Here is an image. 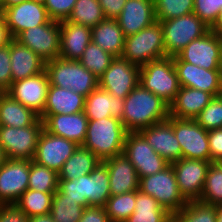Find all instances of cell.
<instances>
[{
	"mask_svg": "<svg viewBox=\"0 0 222 222\" xmlns=\"http://www.w3.org/2000/svg\"><path fill=\"white\" fill-rule=\"evenodd\" d=\"M210 161L181 158L171 163L178 188L187 201L199 200Z\"/></svg>",
	"mask_w": 222,
	"mask_h": 222,
	"instance_id": "2e32d148",
	"label": "cell"
},
{
	"mask_svg": "<svg viewBox=\"0 0 222 222\" xmlns=\"http://www.w3.org/2000/svg\"><path fill=\"white\" fill-rule=\"evenodd\" d=\"M171 215L177 222H216V206L193 200Z\"/></svg>",
	"mask_w": 222,
	"mask_h": 222,
	"instance_id": "ab89813d",
	"label": "cell"
},
{
	"mask_svg": "<svg viewBox=\"0 0 222 222\" xmlns=\"http://www.w3.org/2000/svg\"><path fill=\"white\" fill-rule=\"evenodd\" d=\"M12 84L10 43L0 47V90L6 92Z\"/></svg>",
	"mask_w": 222,
	"mask_h": 222,
	"instance_id": "bcb514c9",
	"label": "cell"
},
{
	"mask_svg": "<svg viewBox=\"0 0 222 222\" xmlns=\"http://www.w3.org/2000/svg\"><path fill=\"white\" fill-rule=\"evenodd\" d=\"M211 30H213L215 33L222 36V7L220 9L218 19H217L215 25L211 28Z\"/></svg>",
	"mask_w": 222,
	"mask_h": 222,
	"instance_id": "db71d44e",
	"label": "cell"
},
{
	"mask_svg": "<svg viewBox=\"0 0 222 222\" xmlns=\"http://www.w3.org/2000/svg\"><path fill=\"white\" fill-rule=\"evenodd\" d=\"M84 208L58 189L53 194L50 214L55 222H78Z\"/></svg>",
	"mask_w": 222,
	"mask_h": 222,
	"instance_id": "836d02e7",
	"label": "cell"
},
{
	"mask_svg": "<svg viewBox=\"0 0 222 222\" xmlns=\"http://www.w3.org/2000/svg\"><path fill=\"white\" fill-rule=\"evenodd\" d=\"M136 191L111 195L105 209L110 222H125L135 211Z\"/></svg>",
	"mask_w": 222,
	"mask_h": 222,
	"instance_id": "f35d334b",
	"label": "cell"
},
{
	"mask_svg": "<svg viewBox=\"0 0 222 222\" xmlns=\"http://www.w3.org/2000/svg\"><path fill=\"white\" fill-rule=\"evenodd\" d=\"M58 189L83 207L105 206L111 196L108 168L101 161L90 174L59 180Z\"/></svg>",
	"mask_w": 222,
	"mask_h": 222,
	"instance_id": "7a4b0ae2",
	"label": "cell"
},
{
	"mask_svg": "<svg viewBox=\"0 0 222 222\" xmlns=\"http://www.w3.org/2000/svg\"><path fill=\"white\" fill-rule=\"evenodd\" d=\"M78 222H110L105 206L85 207Z\"/></svg>",
	"mask_w": 222,
	"mask_h": 222,
	"instance_id": "681fc988",
	"label": "cell"
},
{
	"mask_svg": "<svg viewBox=\"0 0 222 222\" xmlns=\"http://www.w3.org/2000/svg\"><path fill=\"white\" fill-rule=\"evenodd\" d=\"M127 131L116 117L88 120L82 147L91 150L101 161L123 153Z\"/></svg>",
	"mask_w": 222,
	"mask_h": 222,
	"instance_id": "3957f363",
	"label": "cell"
},
{
	"mask_svg": "<svg viewBox=\"0 0 222 222\" xmlns=\"http://www.w3.org/2000/svg\"><path fill=\"white\" fill-rule=\"evenodd\" d=\"M24 0H3V4L0 6V12L2 13L6 8L17 5Z\"/></svg>",
	"mask_w": 222,
	"mask_h": 222,
	"instance_id": "11a10c76",
	"label": "cell"
},
{
	"mask_svg": "<svg viewBox=\"0 0 222 222\" xmlns=\"http://www.w3.org/2000/svg\"><path fill=\"white\" fill-rule=\"evenodd\" d=\"M0 222H28V216L15 204H0Z\"/></svg>",
	"mask_w": 222,
	"mask_h": 222,
	"instance_id": "7dc6e473",
	"label": "cell"
},
{
	"mask_svg": "<svg viewBox=\"0 0 222 222\" xmlns=\"http://www.w3.org/2000/svg\"><path fill=\"white\" fill-rule=\"evenodd\" d=\"M124 99L112 96L99 86L85 98L84 114L88 120L116 117L122 119Z\"/></svg>",
	"mask_w": 222,
	"mask_h": 222,
	"instance_id": "83f0119b",
	"label": "cell"
},
{
	"mask_svg": "<svg viewBox=\"0 0 222 222\" xmlns=\"http://www.w3.org/2000/svg\"><path fill=\"white\" fill-rule=\"evenodd\" d=\"M2 14L12 38H16L24 30L51 21L45 6L33 0H24L17 5L6 8Z\"/></svg>",
	"mask_w": 222,
	"mask_h": 222,
	"instance_id": "ac0fdd59",
	"label": "cell"
},
{
	"mask_svg": "<svg viewBox=\"0 0 222 222\" xmlns=\"http://www.w3.org/2000/svg\"><path fill=\"white\" fill-rule=\"evenodd\" d=\"M60 25V55L67 60H79L92 41L91 27L75 24L67 20Z\"/></svg>",
	"mask_w": 222,
	"mask_h": 222,
	"instance_id": "d4e9b609",
	"label": "cell"
},
{
	"mask_svg": "<svg viewBox=\"0 0 222 222\" xmlns=\"http://www.w3.org/2000/svg\"><path fill=\"white\" fill-rule=\"evenodd\" d=\"M166 56L163 29L156 21L138 33L125 37L122 58L139 67Z\"/></svg>",
	"mask_w": 222,
	"mask_h": 222,
	"instance_id": "5b68a950",
	"label": "cell"
},
{
	"mask_svg": "<svg viewBox=\"0 0 222 222\" xmlns=\"http://www.w3.org/2000/svg\"><path fill=\"white\" fill-rule=\"evenodd\" d=\"M28 222H55L50 213L28 217Z\"/></svg>",
	"mask_w": 222,
	"mask_h": 222,
	"instance_id": "f5cc1de1",
	"label": "cell"
},
{
	"mask_svg": "<svg viewBox=\"0 0 222 222\" xmlns=\"http://www.w3.org/2000/svg\"><path fill=\"white\" fill-rule=\"evenodd\" d=\"M216 222H222V205L216 206Z\"/></svg>",
	"mask_w": 222,
	"mask_h": 222,
	"instance_id": "9f6ffc18",
	"label": "cell"
},
{
	"mask_svg": "<svg viewBox=\"0 0 222 222\" xmlns=\"http://www.w3.org/2000/svg\"><path fill=\"white\" fill-rule=\"evenodd\" d=\"M78 147L76 142L51 134L44 128L33 161L58 173Z\"/></svg>",
	"mask_w": 222,
	"mask_h": 222,
	"instance_id": "9a60e30c",
	"label": "cell"
},
{
	"mask_svg": "<svg viewBox=\"0 0 222 222\" xmlns=\"http://www.w3.org/2000/svg\"><path fill=\"white\" fill-rule=\"evenodd\" d=\"M43 129L44 123L41 119L23 128L0 125V146L7 159L33 160Z\"/></svg>",
	"mask_w": 222,
	"mask_h": 222,
	"instance_id": "9c48e42d",
	"label": "cell"
},
{
	"mask_svg": "<svg viewBox=\"0 0 222 222\" xmlns=\"http://www.w3.org/2000/svg\"><path fill=\"white\" fill-rule=\"evenodd\" d=\"M7 157L4 152V149L0 146V167L6 162Z\"/></svg>",
	"mask_w": 222,
	"mask_h": 222,
	"instance_id": "6f0895ef",
	"label": "cell"
},
{
	"mask_svg": "<svg viewBox=\"0 0 222 222\" xmlns=\"http://www.w3.org/2000/svg\"><path fill=\"white\" fill-rule=\"evenodd\" d=\"M199 201L215 206L222 205V163H210Z\"/></svg>",
	"mask_w": 222,
	"mask_h": 222,
	"instance_id": "d590c367",
	"label": "cell"
},
{
	"mask_svg": "<svg viewBox=\"0 0 222 222\" xmlns=\"http://www.w3.org/2000/svg\"><path fill=\"white\" fill-rule=\"evenodd\" d=\"M170 216L156 199L136 190L135 211L125 222H165Z\"/></svg>",
	"mask_w": 222,
	"mask_h": 222,
	"instance_id": "d6a6232c",
	"label": "cell"
},
{
	"mask_svg": "<svg viewBox=\"0 0 222 222\" xmlns=\"http://www.w3.org/2000/svg\"><path fill=\"white\" fill-rule=\"evenodd\" d=\"M48 87L49 78L44 70L35 76L12 82L6 93L40 116L45 109Z\"/></svg>",
	"mask_w": 222,
	"mask_h": 222,
	"instance_id": "ffe728a7",
	"label": "cell"
},
{
	"mask_svg": "<svg viewBox=\"0 0 222 222\" xmlns=\"http://www.w3.org/2000/svg\"><path fill=\"white\" fill-rule=\"evenodd\" d=\"M92 42L115 57H121L125 36L116 19L105 18L91 28Z\"/></svg>",
	"mask_w": 222,
	"mask_h": 222,
	"instance_id": "f546056e",
	"label": "cell"
},
{
	"mask_svg": "<svg viewBox=\"0 0 222 222\" xmlns=\"http://www.w3.org/2000/svg\"><path fill=\"white\" fill-rule=\"evenodd\" d=\"M127 0H98L105 18L117 19Z\"/></svg>",
	"mask_w": 222,
	"mask_h": 222,
	"instance_id": "f907efd6",
	"label": "cell"
},
{
	"mask_svg": "<svg viewBox=\"0 0 222 222\" xmlns=\"http://www.w3.org/2000/svg\"><path fill=\"white\" fill-rule=\"evenodd\" d=\"M194 0H154L156 21H166L172 18L193 13Z\"/></svg>",
	"mask_w": 222,
	"mask_h": 222,
	"instance_id": "b9f144b4",
	"label": "cell"
},
{
	"mask_svg": "<svg viewBox=\"0 0 222 222\" xmlns=\"http://www.w3.org/2000/svg\"><path fill=\"white\" fill-rule=\"evenodd\" d=\"M222 36L209 30L192 40L177 56L183 61L206 70L220 69Z\"/></svg>",
	"mask_w": 222,
	"mask_h": 222,
	"instance_id": "5bb4252c",
	"label": "cell"
},
{
	"mask_svg": "<svg viewBox=\"0 0 222 222\" xmlns=\"http://www.w3.org/2000/svg\"><path fill=\"white\" fill-rule=\"evenodd\" d=\"M180 87H189L219 96L222 90L220 69L206 70L197 65L183 62L178 56L173 57Z\"/></svg>",
	"mask_w": 222,
	"mask_h": 222,
	"instance_id": "d6986e66",
	"label": "cell"
},
{
	"mask_svg": "<svg viewBox=\"0 0 222 222\" xmlns=\"http://www.w3.org/2000/svg\"><path fill=\"white\" fill-rule=\"evenodd\" d=\"M39 119L38 114L6 92L0 94V125L23 128L35 124Z\"/></svg>",
	"mask_w": 222,
	"mask_h": 222,
	"instance_id": "4dcf8cb0",
	"label": "cell"
},
{
	"mask_svg": "<svg viewBox=\"0 0 222 222\" xmlns=\"http://www.w3.org/2000/svg\"><path fill=\"white\" fill-rule=\"evenodd\" d=\"M30 160L7 159L0 167V204L16 203L28 189Z\"/></svg>",
	"mask_w": 222,
	"mask_h": 222,
	"instance_id": "e0dca14e",
	"label": "cell"
},
{
	"mask_svg": "<svg viewBox=\"0 0 222 222\" xmlns=\"http://www.w3.org/2000/svg\"><path fill=\"white\" fill-rule=\"evenodd\" d=\"M33 1L44 5L46 0H33Z\"/></svg>",
	"mask_w": 222,
	"mask_h": 222,
	"instance_id": "94428289",
	"label": "cell"
},
{
	"mask_svg": "<svg viewBox=\"0 0 222 222\" xmlns=\"http://www.w3.org/2000/svg\"><path fill=\"white\" fill-rule=\"evenodd\" d=\"M167 120L173 126V131L182 150V158L210 161L207 130L195 120L177 119L171 116Z\"/></svg>",
	"mask_w": 222,
	"mask_h": 222,
	"instance_id": "30bf717a",
	"label": "cell"
},
{
	"mask_svg": "<svg viewBox=\"0 0 222 222\" xmlns=\"http://www.w3.org/2000/svg\"><path fill=\"white\" fill-rule=\"evenodd\" d=\"M149 145L168 163L182 158V150L168 120L153 124L139 131Z\"/></svg>",
	"mask_w": 222,
	"mask_h": 222,
	"instance_id": "44dd1931",
	"label": "cell"
},
{
	"mask_svg": "<svg viewBox=\"0 0 222 222\" xmlns=\"http://www.w3.org/2000/svg\"><path fill=\"white\" fill-rule=\"evenodd\" d=\"M194 120L207 131L222 128V96H214Z\"/></svg>",
	"mask_w": 222,
	"mask_h": 222,
	"instance_id": "7bdbcfd3",
	"label": "cell"
},
{
	"mask_svg": "<svg viewBox=\"0 0 222 222\" xmlns=\"http://www.w3.org/2000/svg\"><path fill=\"white\" fill-rule=\"evenodd\" d=\"M12 82L35 76L45 70V61L15 38L10 40Z\"/></svg>",
	"mask_w": 222,
	"mask_h": 222,
	"instance_id": "484cf974",
	"label": "cell"
},
{
	"mask_svg": "<svg viewBox=\"0 0 222 222\" xmlns=\"http://www.w3.org/2000/svg\"><path fill=\"white\" fill-rule=\"evenodd\" d=\"M140 67L122 57H115L98 79L99 87L112 96L125 99L139 84Z\"/></svg>",
	"mask_w": 222,
	"mask_h": 222,
	"instance_id": "7c38bea8",
	"label": "cell"
},
{
	"mask_svg": "<svg viewBox=\"0 0 222 222\" xmlns=\"http://www.w3.org/2000/svg\"><path fill=\"white\" fill-rule=\"evenodd\" d=\"M212 98L208 92L180 87L175 100L169 105V116L194 120Z\"/></svg>",
	"mask_w": 222,
	"mask_h": 222,
	"instance_id": "4316f807",
	"label": "cell"
},
{
	"mask_svg": "<svg viewBox=\"0 0 222 222\" xmlns=\"http://www.w3.org/2000/svg\"><path fill=\"white\" fill-rule=\"evenodd\" d=\"M168 117L169 104L140 84L124 99L121 121L127 132H139Z\"/></svg>",
	"mask_w": 222,
	"mask_h": 222,
	"instance_id": "6da1fadb",
	"label": "cell"
},
{
	"mask_svg": "<svg viewBox=\"0 0 222 222\" xmlns=\"http://www.w3.org/2000/svg\"><path fill=\"white\" fill-rule=\"evenodd\" d=\"M165 222H177V220L171 215Z\"/></svg>",
	"mask_w": 222,
	"mask_h": 222,
	"instance_id": "680465c9",
	"label": "cell"
},
{
	"mask_svg": "<svg viewBox=\"0 0 222 222\" xmlns=\"http://www.w3.org/2000/svg\"><path fill=\"white\" fill-rule=\"evenodd\" d=\"M77 0H46L45 8L51 20L65 21L71 15Z\"/></svg>",
	"mask_w": 222,
	"mask_h": 222,
	"instance_id": "f6af8a7d",
	"label": "cell"
},
{
	"mask_svg": "<svg viewBox=\"0 0 222 222\" xmlns=\"http://www.w3.org/2000/svg\"><path fill=\"white\" fill-rule=\"evenodd\" d=\"M44 128L51 134L76 142L79 146L85 141L88 118L84 111L73 114L40 115Z\"/></svg>",
	"mask_w": 222,
	"mask_h": 222,
	"instance_id": "7402d4cb",
	"label": "cell"
},
{
	"mask_svg": "<svg viewBox=\"0 0 222 222\" xmlns=\"http://www.w3.org/2000/svg\"><path fill=\"white\" fill-rule=\"evenodd\" d=\"M222 0H194L193 13L212 28L219 16Z\"/></svg>",
	"mask_w": 222,
	"mask_h": 222,
	"instance_id": "ee69618b",
	"label": "cell"
},
{
	"mask_svg": "<svg viewBox=\"0 0 222 222\" xmlns=\"http://www.w3.org/2000/svg\"><path fill=\"white\" fill-rule=\"evenodd\" d=\"M58 173L30 160L28 189L44 193H55L58 190Z\"/></svg>",
	"mask_w": 222,
	"mask_h": 222,
	"instance_id": "8d00e7d4",
	"label": "cell"
},
{
	"mask_svg": "<svg viewBox=\"0 0 222 222\" xmlns=\"http://www.w3.org/2000/svg\"><path fill=\"white\" fill-rule=\"evenodd\" d=\"M11 39L12 37L6 25L5 18L3 14L0 12V47L8 45Z\"/></svg>",
	"mask_w": 222,
	"mask_h": 222,
	"instance_id": "816d5d0a",
	"label": "cell"
},
{
	"mask_svg": "<svg viewBox=\"0 0 222 222\" xmlns=\"http://www.w3.org/2000/svg\"><path fill=\"white\" fill-rule=\"evenodd\" d=\"M116 20L125 37L138 33L156 22L154 0H127Z\"/></svg>",
	"mask_w": 222,
	"mask_h": 222,
	"instance_id": "603a6c76",
	"label": "cell"
},
{
	"mask_svg": "<svg viewBox=\"0 0 222 222\" xmlns=\"http://www.w3.org/2000/svg\"><path fill=\"white\" fill-rule=\"evenodd\" d=\"M49 84L87 97L99 86L98 78L86 69L79 60L57 57L45 62Z\"/></svg>",
	"mask_w": 222,
	"mask_h": 222,
	"instance_id": "277c9868",
	"label": "cell"
},
{
	"mask_svg": "<svg viewBox=\"0 0 222 222\" xmlns=\"http://www.w3.org/2000/svg\"><path fill=\"white\" fill-rule=\"evenodd\" d=\"M220 72L222 76V50H221V57H220Z\"/></svg>",
	"mask_w": 222,
	"mask_h": 222,
	"instance_id": "91938a15",
	"label": "cell"
},
{
	"mask_svg": "<svg viewBox=\"0 0 222 222\" xmlns=\"http://www.w3.org/2000/svg\"><path fill=\"white\" fill-rule=\"evenodd\" d=\"M54 193L27 189L15 203L28 217L50 213Z\"/></svg>",
	"mask_w": 222,
	"mask_h": 222,
	"instance_id": "e575fe53",
	"label": "cell"
},
{
	"mask_svg": "<svg viewBox=\"0 0 222 222\" xmlns=\"http://www.w3.org/2000/svg\"><path fill=\"white\" fill-rule=\"evenodd\" d=\"M101 160L88 149L79 146L58 172L59 180H74L90 174Z\"/></svg>",
	"mask_w": 222,
	"mask_h": 222,
	"instance_id": "1f68e13d",
	"label": "cell"
},
{
	"mask_svg": "<svg viewBox=\"0 0 222 222\" xmlns=\"http://www.w3.org/2000/svg\"><path fill=\"white\" fill-rule=\"evenodd\" d=\"M123 153L134 165L139 179L161 172L170 165L139 132H127Z\"/></svg>",
	"mask_w": 222,
	"mask_h": 222,
	"instance_id": "8fae6325",
	"label": "cell"
},
{
	"mask_svg": "<svg viewBox=\"0 0 222 222\" xmlns=\"http://www.w3.org/2000/svg\"><path fill=\"white\" fill-rule=\"evenodd\" d=\"M210 162L222 163V128L208 131Z\"/></svg>",
	"mask_w": 222,
	"mask_h": 222,
	"instance_id": "c3c4849f",
	"label": "cell"
},
{
	"mask_svg": "<svg viewBox=\"0 0 222 222\" xmlns=\"http://www.w3.org/2000/svg\"><path fill=\"white\" fill-rule=\"evenodd\" d=\"M160 22L166 56H177L192 40L205 35L208 27L194 13Z\"/></svg>",
	"mask_w": 222,
	"mask_h": 222,
	"instance_id": "52a82bcc",
	"label": "cell"
},
{
	"mask_svg": "<svg viewBox=\"0 0 222 222\" xmlns=\"http://www.w3.org/2000/svg\"><path fill=\"white\" fill-rule=\"evenodd\" d=\"M114 58L115 56L104 51L97 44L91 41L84 50L79 61L86 69L99 79Z\"/></svg>",
	"mask_w": 222,
	"mask_h": 222,
	"instance_id": "60d3db41",
	"label": "cell"
},
{
	"mask_svg": "<svg viewBox=\"0 0 222 222\" xmlns=\"http://www.w3.org/2000/svg\"><path fill=\"white\" fill-rule=\"evenodd\" d=\"M139 190L156 199L170 214L179 212L188 203L179 191L171 164L161 172L141 177Z\"/></svg>",
	"mask_w": 222,
	"mask_h": 222,
	"instance_id": "ba28073f",
	"label": "cell"
},
{
	"mask_svg": "<svg viewBox=\"0 0 222 222\" xmlns=\"http://www.w3.org/2000/svg\"><path fill=\"white\" fill-rule=\"evenodd\" d=\"M104 19L98 0H77L67 21L92 28Z\"/></svg>",
	"mask_w": 222,
	"mask_h": 222,
	"instance_id": "74e56055",
	"label": "cell"
},
{
	"mask_svg": "<svg viewBox=\"0 0 222 222\" xmlns=\"http://www.w3.org/2000/svg\"><path fill=\"white\" fill-rule=\"evenodd\" d=\"M21 44L31 49L45 62L60 55V25L58 21L24 30L16 38Z\"/></svg>",
	"mask_w": 222,
	"mask_h": 222,
	"instance_id": "4fadbf2b",
	"label": "cell"
},
{
	"mask_svg": "<svg viewBox=\"0 0 222 222\" xmlns=\"http://www.w3.org/2000/svg\"><path fill=\"white\" fill-rule=\"evenodd\" d=\"M108 168L111 195L139 190V177L134 165L121 153L102 161Z\"/></svg>",
	"mask_w": 222,
	"mask_h": 222,
	"instance_id": "cb8c5ba5",
	"label": "cell"
},
{
	"mask_svg": "<svg viewBox=\"0 0 222 222\" xmlns=\"http://www.w3.org/2000/svg\"><path fill=\"white\" fill-rule=\"evenodd\" d=\"M139 84L170 105L180 89L173 57L165 56L141 66Z\"/></svg>",
	"mask_w": 222,
	"mask_h": 222,
	"instance_id": "8992f818",
	"label": "cell"
},
{
	"mask_svg": "<svg viewBox=\"0 0 222 222\" xmlns=\"http://www.w3.org/2000/svg\"><path fill=\"white\" fill-rule=\"evenodd\" d=\"M83 95L49 84L47 100L41 115L73 114L84 111Z\"/></svg>",
	"mask_w": 222,
	"mask_h": 222,
	"instance_id": "f1b7e54d",
	"label": "cell"
}]
</instances>
